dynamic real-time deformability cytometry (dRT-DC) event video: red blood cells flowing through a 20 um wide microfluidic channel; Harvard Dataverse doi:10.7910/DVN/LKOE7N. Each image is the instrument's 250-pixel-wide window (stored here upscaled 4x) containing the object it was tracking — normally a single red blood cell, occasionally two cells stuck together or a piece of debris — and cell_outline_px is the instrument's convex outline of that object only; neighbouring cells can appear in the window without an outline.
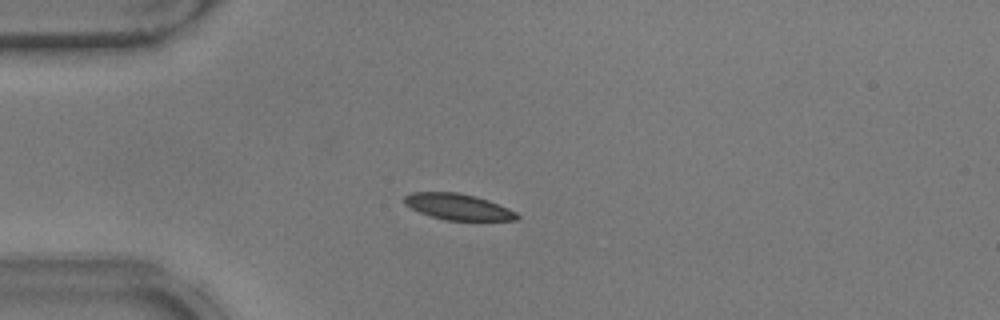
{"species": "common noctule bat (a hibernating species)", "species_latin": "Nyctalus noctula", "temperature_condition": "warm", "stored_images_in_passage": 52, "camera_frame_rate_fps": 3000, "um_per_image_px": 0.085, "animal": {"sex": "male", "body_mass_g": 17.9}, "frame": {"image": 1, "passage_image": 13, "time_ms": 4.0, "image_size_px": [1000, 320], "cell_outline_px": [[520, 216], [516, 220], [444, 220], [420, 212], [404, 204], [404, 196], [412, 192], [456, 192], [476, 196], [488, 200], [508, 208], [516, 212]], "centroid_in_image_um": [38.93, 17.57], "position_along_channel_um": 46.1, "area_um2": 16.99}}
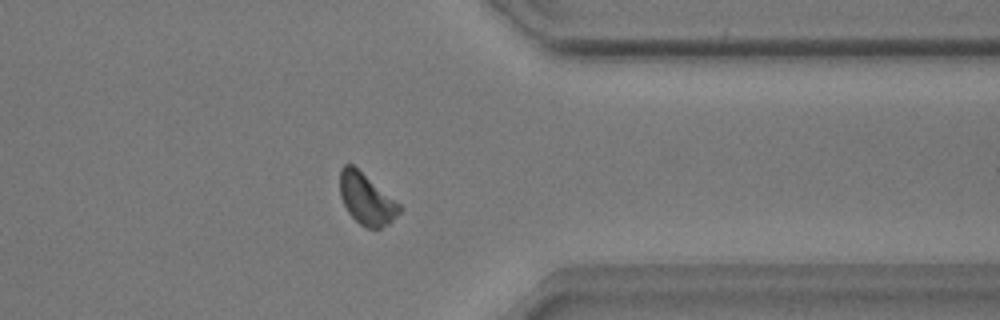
{"frame": {"image": 2, "passage_image": 41, "time_ms": 13.333, "image_size_px": [1000, 320], "cell_outline_px": [[404, 208], [388, 224], [380, 228], [368, 228], [360, 224], [348, 212], [340, 196], [340, 168], [344, 164], [352, 164], [400, 204]], "centroid_in_image_um": [31.14, 16.92], "position_along_channel_um": 380.3, "area_um2": 17.51}}
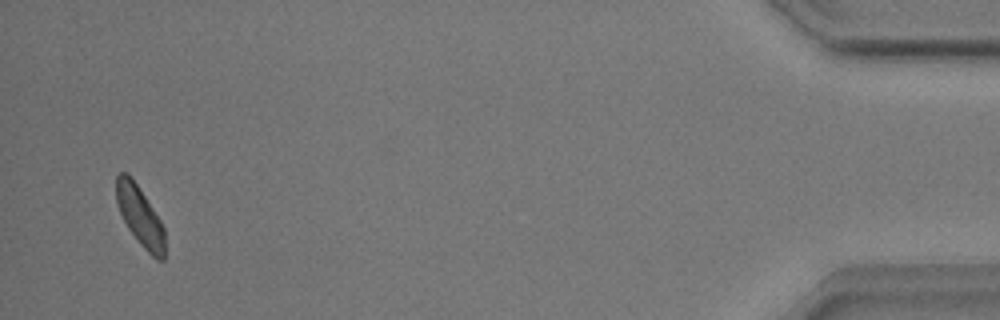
{"frame": {"image": 3, "passage_image": 50, "time_ms": 16.333, "image_size_px": [1000, 320], "cell_outline_px": [[164, 260], [156, 260], [140, 244], [128, 228], [120, 212], [116, 200], [116, 176], [120, 172], [124, 172], [136, 184], [160, 220], [164, 228]], "centroid_in_image_um": [11.9, 18.41], "position_along_channel_um": 423.3, "area_um2": 16.36}, "authors_computed_cell_mechanics": {"area_um2": 17.4556, "velocity_mm_per_s": 3.8595, "shape_relaxation_time_tau1_ms": 2.3885, "shape_relaxation_time_tau2_ms": 6.6609, "deformation_change_tau1": 0.0779, "deformation_change_tau2": 0.1237}}